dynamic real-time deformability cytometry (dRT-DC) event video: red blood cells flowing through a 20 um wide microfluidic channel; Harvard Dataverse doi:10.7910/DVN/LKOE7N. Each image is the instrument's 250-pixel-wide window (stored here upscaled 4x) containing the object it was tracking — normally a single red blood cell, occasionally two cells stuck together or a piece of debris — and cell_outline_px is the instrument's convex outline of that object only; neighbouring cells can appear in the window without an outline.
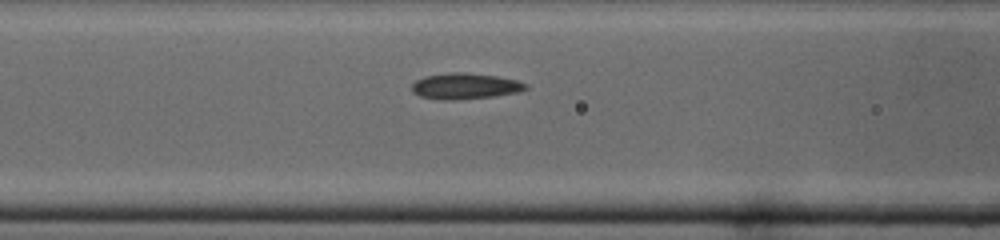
{"species": "common noctule bat (a hibernating species)", "species_latin": "Nyctalus noctula", "temperature_condition": "cold", "stored_images_in_passage": 21, "camera_frame_rate_fps": 3000, "um_per_image_px": 0.085, "animal": {"sex": "male", "body_mass_g": 19.0, "forearm_length_mm": 50.8}, "frame": {"image": 1, "passage_image": 4, "time_ms": 1.0, "image_size_px": [1000, 240], "cell_outline_px": [[528, 88], [520, 92], [492, 96], [456, 100], [440, 100], [420, 96], [412, 92], [412, 84], [416, 80], [424, 76], [448, 72], [464, 72], [496, 76], [516, 80], [528, 84]], "centroid_in_image_um": [39.52, 7.32], "position_along_channel_um": 127.1, "area_um2": 17.34}}
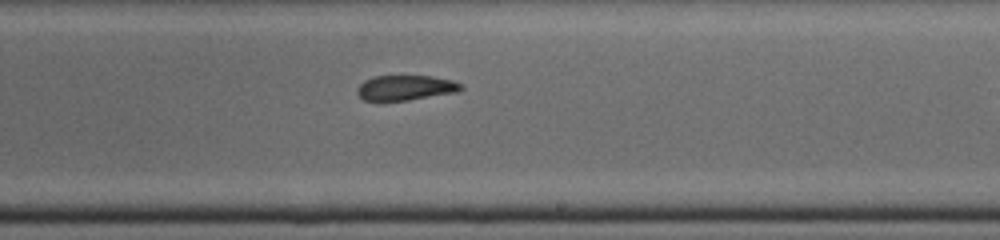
{"frame": {"image": 2, "passage_image": 12, "time_ms": 3.667, "image_size_px": [1000, 240], "cell_outline_px": [[464, 88], [460, 92], [408, 100], [380, 104], [364, 100], [356, 92], [356, 88], [364, 80], [376, 76], [432, 76], [452, 80], [464, 84]], "centroid_in_image_um": [34.46, 7.5], "position_along_channel_um": 254.5, "area_um2": 15.9}}
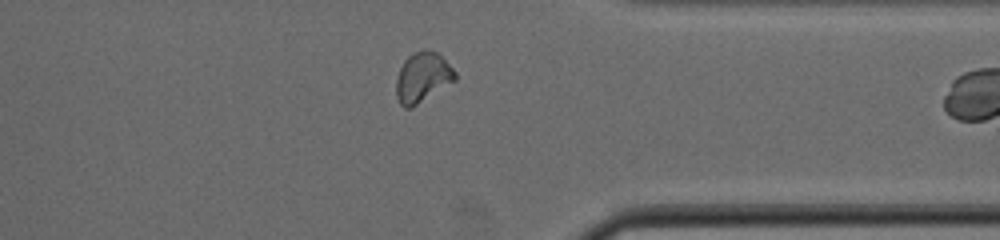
{"frame": {"image": 3, "passage_image": 20, "time_ms": 6.333, "image_size_px": [1000, 240], "cell_outline_px": [[456, 80], [412, 108], [404, 108], [400, 104], [396, 96], [396, 80], [400, 68], [404, 60], [408, 56], [424, 48], [428, 48], [436, 52], [456, 72]], "centroid_in_image_um": [35.9, 6.58], "position_along_channel_um": 375.5, "area_um2": 17.17}}